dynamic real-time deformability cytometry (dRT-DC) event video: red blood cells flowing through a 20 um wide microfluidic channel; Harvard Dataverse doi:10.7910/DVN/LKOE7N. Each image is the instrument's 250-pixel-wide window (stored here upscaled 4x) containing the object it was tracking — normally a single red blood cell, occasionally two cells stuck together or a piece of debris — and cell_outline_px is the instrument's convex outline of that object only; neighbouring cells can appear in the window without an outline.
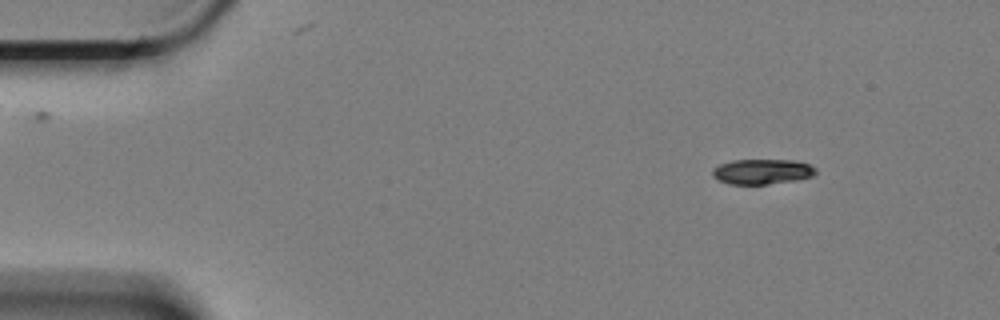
{"species": "Egyptian fruit bat (a non-hibernating species)", "species_latin": "Rousettus aegyptiacus", "temperature_condition": "cold", "stored_images_in_passage": 61, "camera_frame_rate_fps": 3000, "um_per_image_px": 0.085, "animal": {"sex": "female"}, "frame": {"image": 1, "passage_image": 8, "time_ms": 2.333, "image_size_px": [1000, 320], "cell_outline_px": [[816, 172], [812, 176], [796, 180], [768, 184], [728, 184], [712, 176], [712, 168], [720, 164], [732, 160], [792, 160], [808, 164], [816, 168]], "centroid_in_image_um": [64.76, 14.58], "position_along_channel_um": 20.2, "area_um2": 15.09}}
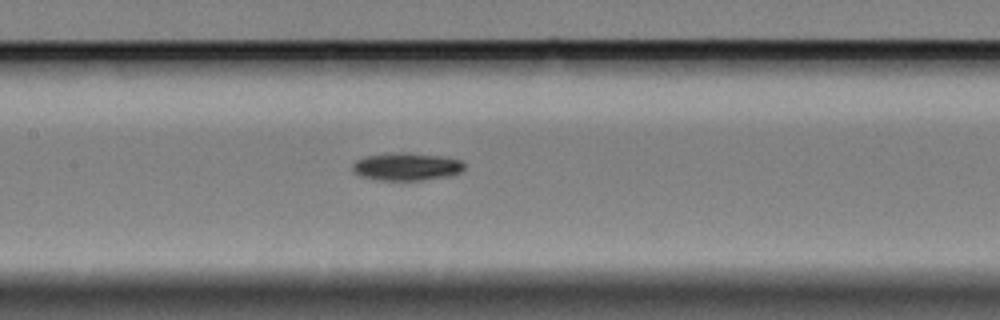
{"frame": {"image": 2, "passage_image": 29, "time_ms": 9.333, "image_size_px": [1000, 320], "cell_outline_px": [[464, 168], [460, 172], [448, 176], [420, 180], [376, 180], [360, 176], [352, 172], [352, 164], [356, 160], [364, 156], [404, 152], [440, 156], [460, 160], [464, 164]], "centroid_in_image_um": [34.5, 14.17], "position_along_channel_um": 172.9, "area_um2": 17.98}}
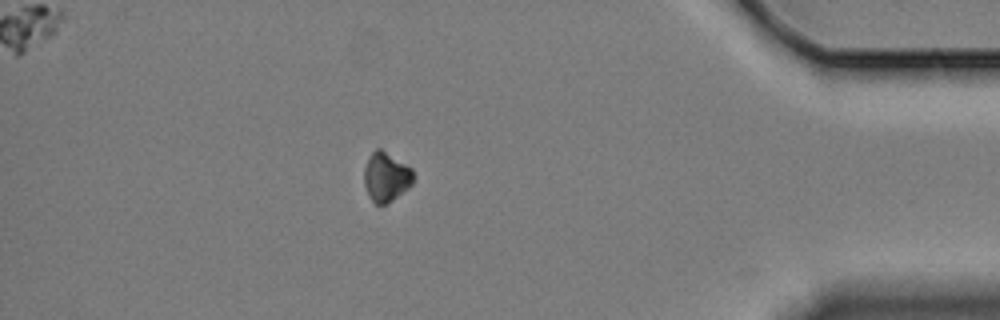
{"frame": {"image": 3, "passage_image": 53, "time_ms": 17.333, "image_size_px": [1000, 320], "cell_outline_px": [[412, 184], [408, 188], [384, 204], [376, 204], [368, 196], [364, 184], [364, 168], [372, 152], [376, 148], [380, 148], [412, 168]], "centroid_in_image_um": [32.79, 15.02], "position_along_channel_um": 402.4, "area_um2": 13.81}, "authors_computed_cell_mechanics": {"area_um2": 15.9528, "velocity_mm_per_s": 3.3599, "shape_relaxation_time_tau1_ms": 1.9685, "shape_relaxation_time_tau2_ms": null, "deformation_change_tau1": 0.0729, "deformation_change_tau2": null}}